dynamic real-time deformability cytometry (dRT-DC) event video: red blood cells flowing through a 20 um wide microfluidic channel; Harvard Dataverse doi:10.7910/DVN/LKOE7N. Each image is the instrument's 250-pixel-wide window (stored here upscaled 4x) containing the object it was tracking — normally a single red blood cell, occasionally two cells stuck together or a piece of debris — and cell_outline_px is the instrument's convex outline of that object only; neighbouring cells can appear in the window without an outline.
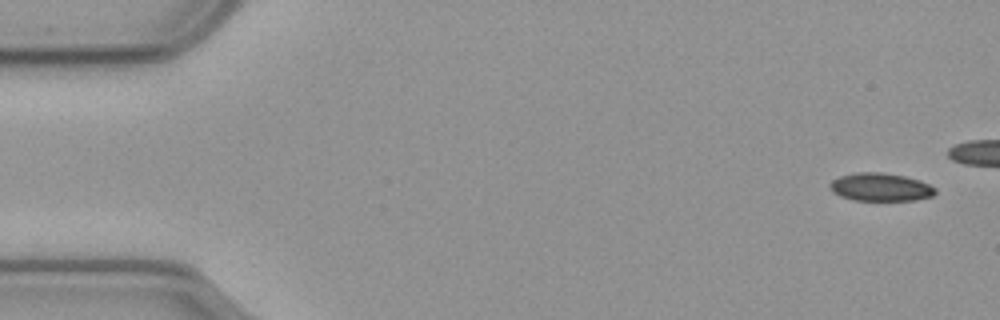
{"species": "common noctule bat (a hibernating species)", "species_latin": "Nyctalus noctula", "temperature_condition": "cold", "stored_images_in_passage": 14, "camera_frame_rate_fps": 3000, "um_per_image_px": 0.085, "animal": {"sex": "male", "body_mass_g": 23.1, "forearm_length_mm": 52.7}, "frame": {"image": 1, "passage_image": 1, "time_ms": 0.0, "image_size_px": [1000, 320], "cell_outline_px": [[936, 192], [932, 196], [916, 200], [852, 200], [840, 196], [832, 192], [828, 188], [828, 184], [832, 180], [840, 176], [856, 172], [880, 172], [904, 176], [920, 180], [936, 188]], "centroid_in_image_um": [74.81, 15.9], "position_along_channel_um": 10.2, "area_um2": 17.34}}